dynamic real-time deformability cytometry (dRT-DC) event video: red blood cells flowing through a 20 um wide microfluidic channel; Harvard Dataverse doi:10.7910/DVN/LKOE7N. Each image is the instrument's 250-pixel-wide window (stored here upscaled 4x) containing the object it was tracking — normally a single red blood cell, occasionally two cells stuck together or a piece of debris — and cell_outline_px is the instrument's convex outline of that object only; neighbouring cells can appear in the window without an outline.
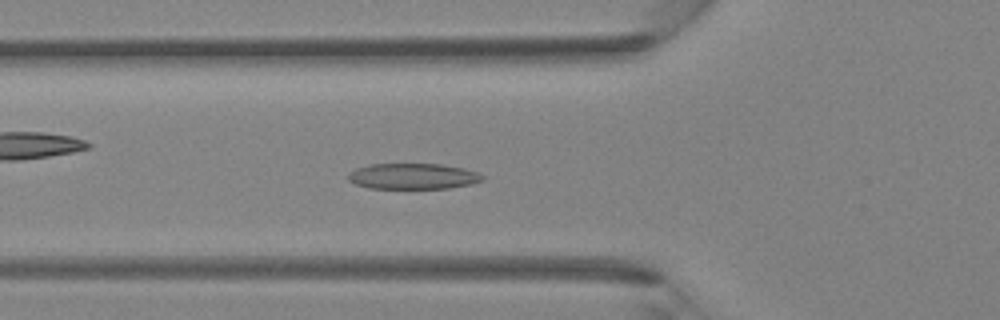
{"species": "Egyptian fruit bat (a non-hibernating species)", "species_latin": "Rousettus aegyptiacus", "temperature_condition": "room temperature", "stored_images_in_passage": 41, "camera_frame_rate_fps": 3000, "um_per_image_px": 0.085, "animal": {"sex": "female"}, "frame": {"image": 1, "passage_image": 14, "time_ms": 4.333, "image_size_px": [1000, 320], "cell_outline_px": [[484, 180], [472, 184], [448, 188], [368, 188], [356, 184], [348, 180], [348, 172], [356, 168], [368, 164], [440, 164], [464, 168], [480, 172], [484, 176]], "centroid_in_image_um": [35.12, 14.97], "position_along_channel_um": 90.7, "area_um2": 20.35}}
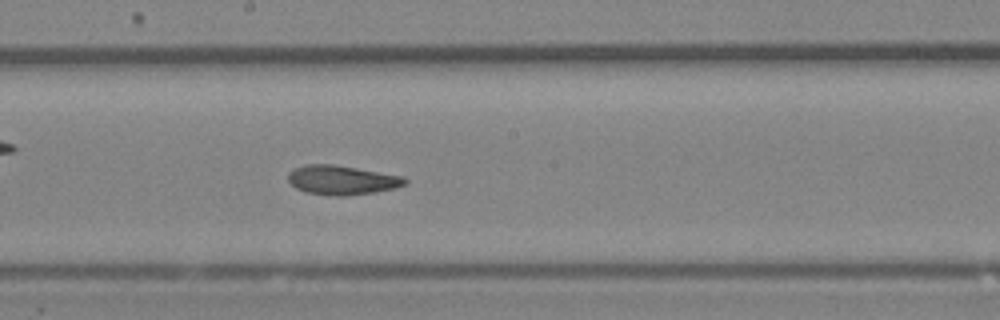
{"frame": {"image": 2, "passage_image": 22, "time_ms": 7.0, "image_size_px": [1000, 320], "cell_outline_px": [[408, 184], [396, 188], [372, 192], [344, 196], [336, 196], [304, 192], [296, 188], [288, 180], [288, 172], [304, 164], [332, 164], [404, 176], [408, 180]], "centroid_in_image_um": [29.07, 15.3], "position_along_channel_um": 219.1, "area_um2": 19.94}}
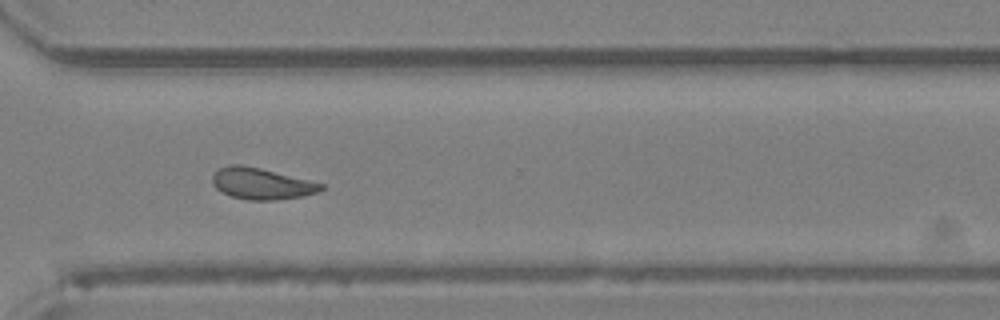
{"frame": {"image": 3, "passage_image": 30, "time_ms": 9.667, "image_size_px": [1000, 320], "cell_outline_px": [[324, 188], [316, 192], [304, 196], [272, 200], [248, 200], [232, 196], [216, 188], [212, 184], [212, 176], [220, 168], [228, 164], [240, 164], [260, 168], [324, 184]], "centroid_in_image_um": [22.21, 15.6], "position_along_channel_um": 348.4, "area_um2": 19.59}}